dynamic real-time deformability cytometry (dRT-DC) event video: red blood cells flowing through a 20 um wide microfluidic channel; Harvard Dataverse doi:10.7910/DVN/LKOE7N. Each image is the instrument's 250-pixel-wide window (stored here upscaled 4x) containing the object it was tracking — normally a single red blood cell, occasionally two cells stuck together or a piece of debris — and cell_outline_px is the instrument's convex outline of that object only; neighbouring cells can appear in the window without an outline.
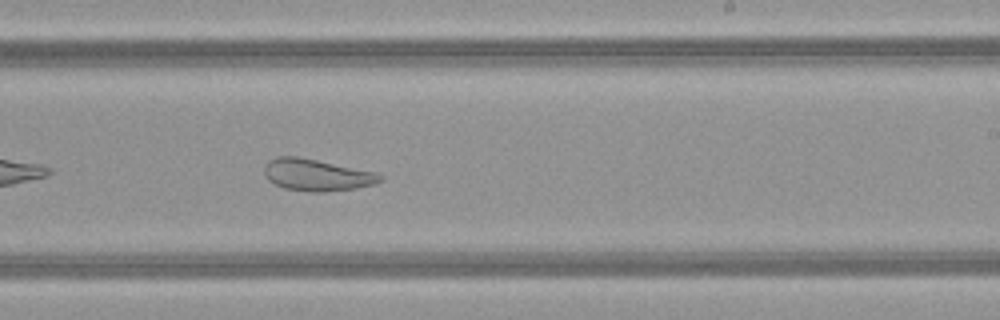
{"species": "common noctule bat (a hibernating species)", "species_latin": "Nyctalus noctula", "temperature_condition": "warm", "stored_images_in_passage": 35, "camera_frame_rate_fps": 3000, "um_per_image_px": 0.085, "animal": {"sex": "female", "body_mass_g": 21.9}, "frame": {"image": 1, "passage_image": 16, "time_ms": 5.0, "image_size_px": [1000, 320], "cell_outline_px": [[384, 180], [376, 184], [356, 188], [324, 192], [308, 192], [284, 188], [268, 180], [264, 172], [264, 168], [268, 160], [276, 156], [296, 156], [376, 172], [384, 176]], "centroid_in_image_um": [26.94, 14.88], "position_along_channel_um": 262.1, "area_um2": 21.56}}
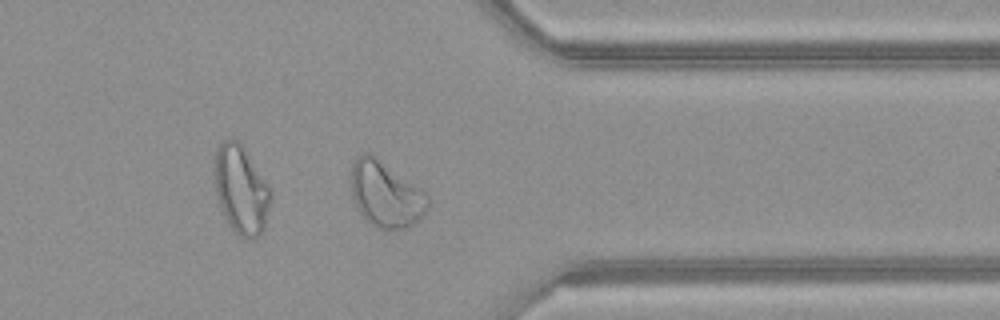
{"frame": {"image": 2, "passage_image": 25, "time_ms": 8.0, "image_size_px": [1000, 320], "cell_outline_px": [[428, 208], [408, 228], [376, 228], [360, 212], [352, 196], [352, 164], [356, 156], [360, 152], [372, 152], [420, 188], [428, 196]], "centroid_in_image_um": [32.77, 16.45], "position_along_channel_um": 378.6, "area_um2": 29.13}, "authors_computed_cell_mechanics": {"area_um2": 24.9118, "velocity_mm_per_s": 4.1181, "shape_relaxation_time_tau1_ms": null, "shape_relaxation_time_tau2_ms": 1.8792, "deformation_change_tau1": null, "deformation_change_tau2": 0.0917}}